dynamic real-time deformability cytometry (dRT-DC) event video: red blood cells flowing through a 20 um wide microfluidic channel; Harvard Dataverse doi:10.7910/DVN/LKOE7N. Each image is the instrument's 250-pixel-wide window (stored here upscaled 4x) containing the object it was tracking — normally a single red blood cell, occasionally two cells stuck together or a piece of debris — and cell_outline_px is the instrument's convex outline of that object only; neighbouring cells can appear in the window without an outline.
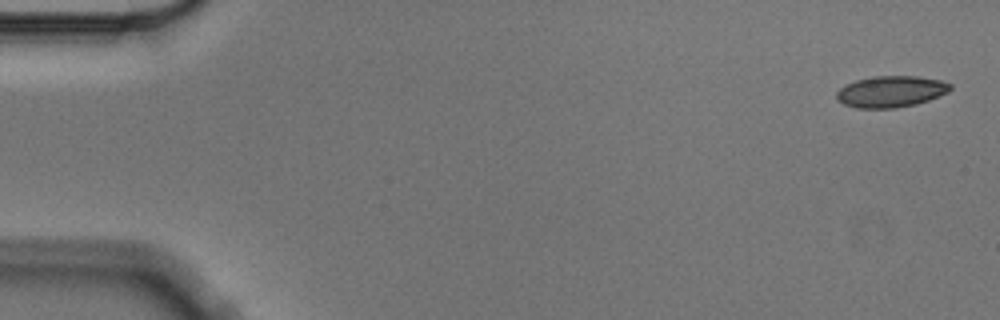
{"species": "Egyptian fruit bat (a non-hibernating species)", "species_latin": "Rousettus aegyptiacus", "temperature_condition": "cold", "stored_images_in_passage": 4, "camera_frame_rate_fps": 3000, "um_per_image_px": 0.085, "animal": {"sex": "male"}, "frame": {"image": 1, "passage_image": 1, "time_ms": 0.0, "image_size_px": [1000, 320], "cell_outline_px": [[952, 88], [948, 92], [928, 100], [916, 104], [896, 108], [856, 108], [844, 104], [836, 100], [836, 92], [844, 84], [856, 80], [876, 76], [916, 76], [940, 80], [952, 84]], "centroid_in_image_um": [75.7, 7.78], "position_along_channel_um": 9.3, "area_um2": 20.87}}
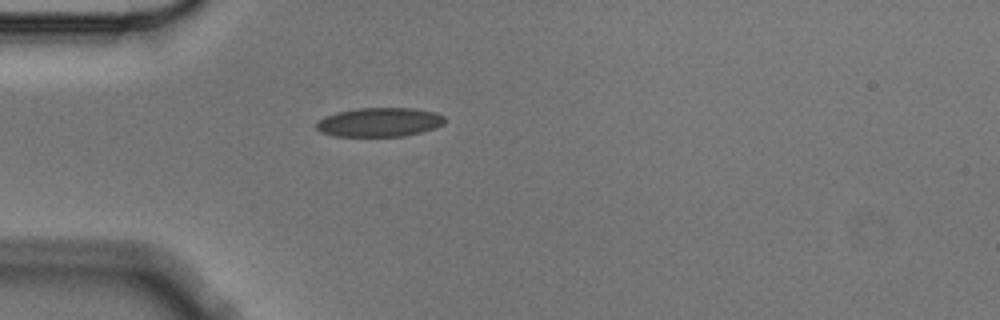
{"frame": {"image": 2, "passage_image": 4, "time_ms": 1.0, "image_size_px": [1000, 320], "cell_outline_px": [[444, 124], [436, 128], [404, 136], [332, 136], [320, 132], [316, 128], [316, 124], [324, 116], [336, 112], [356, 108], [412, 108], [436, 112], [444, 116]], "centroid_in_image_um": [32.24, 10.38], "position_along_channel_um": 52.8, "area_um2": 21.85}}